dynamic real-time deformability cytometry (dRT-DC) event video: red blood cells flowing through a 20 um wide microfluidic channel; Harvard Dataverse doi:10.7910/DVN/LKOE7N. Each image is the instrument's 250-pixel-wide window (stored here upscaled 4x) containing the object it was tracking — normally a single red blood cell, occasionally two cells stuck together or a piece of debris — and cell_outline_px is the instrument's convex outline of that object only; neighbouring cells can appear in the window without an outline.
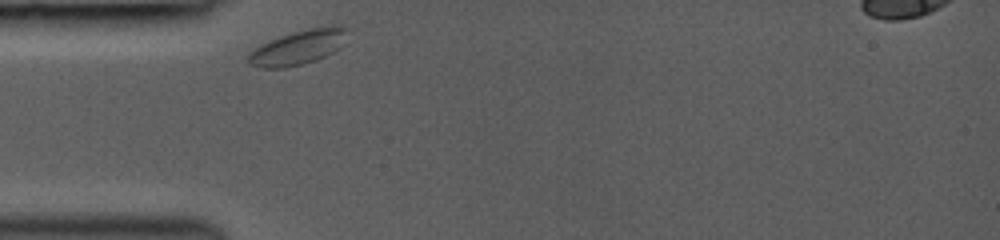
{"species": "common noctule bat (a hibernating species)", "species_latin": "Nyctalus noctula", "temperature_condition": "room temperature", "stored_images_in_passage": 29, "camera_frame_rate_fps": 3000, "um_per_image_px": 0.085, "animal": {"sex": "female", "body_mass_g": 19.0, "forearm_length_mm": 53.3}, "frame": {"image": 1, "passage_image": 1, "time_ms": 0.0, "image_size_px": [1000, 240], "cell_outline_px": [[348, 28], [344, 44], [340, 48], [316, 60], [284, 68], [260, 68], [248, 64], [248, 52], [280, 36], [308, 28], [332, 24]], "centroid_in_image_um": [25.38, 4.01], "position_along_channel_um": 59.6, "area_um2": 19.88}}
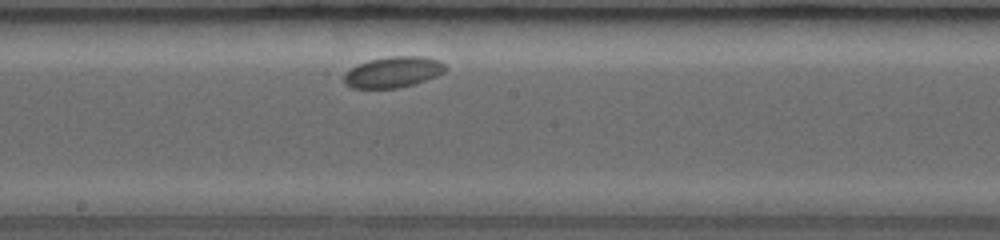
{"frame": {"image": 2, "passage_image": 14, "time_ms": 4.333, "image_size_px": [1000, 240], "cell_outline_px": [[448, 68], [444, 72], [436, 76], [400, 88], [352, 88], [344, 84], [344, 72], [356, 64], [368, 60], [392, 56], [424, 56], [440, 60]], "centroid_in_image_um": [33.39, 6.12], "position_along_channel_um": 214.8, "area_um2": 18.44}}
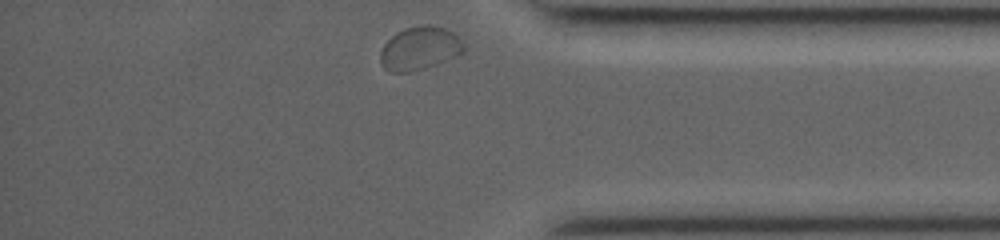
{"frame": {"image": 3, "passage_image": 29, "time_ms": 9.333, "image_size_px": [1000, 240], "cell_outline_px": [[468, 48], [460, 56], [424, 68], [408, 72], [388, 72], [380, 64], [380, 52], [384, 44], [396, 32], [404, 28], [424, 24], [428, 24], [444, 28], [452, 32]], "centroid_in_image_um": [35.69, 4.12], "position_along_channel_um": 399.5, "area_um2": 21.33}}